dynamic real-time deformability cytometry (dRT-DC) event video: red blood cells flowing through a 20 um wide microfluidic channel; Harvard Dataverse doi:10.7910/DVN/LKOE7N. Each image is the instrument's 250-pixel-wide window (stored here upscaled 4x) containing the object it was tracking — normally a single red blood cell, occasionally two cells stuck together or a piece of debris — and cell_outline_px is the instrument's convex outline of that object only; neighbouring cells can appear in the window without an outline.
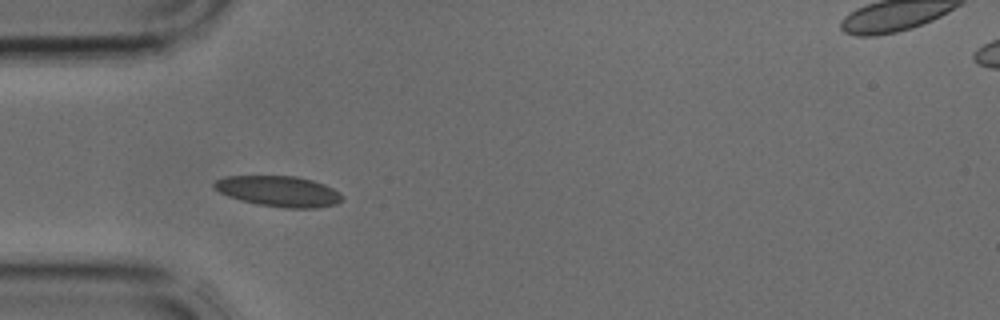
{"species": "common noctule bat (a hibernating species)", "species_latin": "Nyctalus noctula", "temperature_condition": "cold", "stored_images_in_passage": 34, "camera_frame_rate_fps": 3000, "um_per_image_px": 0.085, "animal": {"sex": "male", "body_mass_g": 17.9, "forearm_length_mm": 54.2}, "frame": {"image": 1, "passage_image": 10, "time_ms": 3.0, "image_size_px": [1000, 320], "cell_outline_px": [[344, 200], [336, 204], [316, 208], [284, 208], [256, 204], [240, 200], [228, 196], [220, 192], [212, 184], [216, 180], [224, 176], [296, 176], [312, 180], [324, 184], [340, 192], [344, 196]], "centroid_in_image_um": [23.72, 16.26], "position_along_channel_um": 61.3, "area_um2": 23.0}}